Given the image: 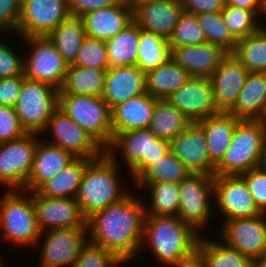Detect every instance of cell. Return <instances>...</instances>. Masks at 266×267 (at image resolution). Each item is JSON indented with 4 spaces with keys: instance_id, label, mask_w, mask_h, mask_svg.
<instances>
[{
    "instance_id": "1",
    "label": "cell",
    "mask_w": 266,
    "mask_h": 267,
    "mask_svg": "<svg viewBox=\"0 0 266 267\" xmlns=\"http://www.w3.org/2000/svg\"><path fill=\"white\" fill-rule=\"evenodd\" d=\"M141 199L131 191L122 201L89 216L86 219L89 242L113 252L125 264L135 261L141 253L145 219Z\"/></svg>"
},
{
    "instance_id": "2",
    "label": "cell",
    "mask_w": 266,
    "mask_h": 267,
    "mask_svg": "<svg viewBox=\"0 0 266 267\" xmlns=\"http://www.w3.org/2000/svg\"><path fill=\"white\" fill-rule=\"evenodd\" d=\"M199 235L177 215H145L141 250L147 245L161 264L177 265L196 256Z\"/></svg>"
},
{
    "instance_id": "3",
    "label": "cell",
    "mask_w": 266,
    "mask_h": 267,
    "mask_svg": "<svg viewBox=\"0 0 266 267\" xmlns=\"http://www.w3.org/2000/svg\"><path fill=\"white\" fill-rule=\"evenodd\" d=\"M116 155L105 152L92 159L86 166L76 200L83 216L87 219L93 213L122 201L131 192L121 187L119 161ZM121 180V181H120Z\"/></svg>"
},
{
    "instance_id": "4",
    "label": "cell",
    "mask_w": 266,
    "mask_h": 267,
    "mask_svg": "<svg viewBox=\"0 0 266 267\" xmlns=\"http://www.w3.org/2000/svg\"><path fill=\"white\" fill-rule=\"evenodd\" d=\"M265 145V122L241 119L222 161L215 167V175H241L259 167Z\"/></svg>"
},
{
    "instance_id": "5",
    "label": "cell",
    "mask_w": 266,
    "mask_h": 267,
    "mask_svg": "<svg viewBox=\"0 0 266 267\" xmlns=\"http://www.w3.org/2000/svg\"><path fill=\"white\" fill-rule=\"evenodd\" d=\"M0 228L5 242L21 247L38 245L41 232L36 221L32 192L5 191L0 199Z\"/></svg>"
},
{
    "instance_id": "6",
    "label": "cell",
    "mask_w": 266,
    "mask_h": 267,
    "mask_svg": "<svg viewBox=\"0 0 266 267\" xmlns=\"http://www.w3.org/2000/svg\"><path fill=\"white\" fill-rule=\"evenodd\" d=\"M118 150H121V157L123 156L128 167L126 169L135 181L150 165L170 151V142L155 137L150 129L146 128L118 133L106 152L116 154Z\"/></svg>"
},
{
    "instance_id": "7",
    "label": "cell",
    "mask_w": 266,
    "mask_h": 267,
    "mask_svg": "<svg viewBox=\"0 0 266 267\" xmlns=\"http://www.w3.org/2000/svg\"><path fill=\"white\" fill-rule=\"evenodd\" d=\"M58 107V89L46 82L24 79L14 108L27 133H36L41 136Z\"/></svg>"
},
{
    "instance_id": "8",
    "label": "cell",
    "mask_w": 266,
    "mask_h": 267,
    "mask_svg": "<svg viewBox=\"0 0 266 267\" xmlns=\"http://www.w3.org/2000/svg\"><path fill=\"white\" fill-rule=\"evenodd\" d=\"M59 108L106 150L111 145L112 113L102 97L59 95Z\"/></svg>"
},
{
    "instance_id": "9",
    "label": "cell",
    "mask_w": 266,
    "mask_h": 267,
    "mask_svg": "<svg viewBox=\"0 0 266 267\" xmlns=\"http://www.w3.org/2000/svg\"><path fill=\"white\" fill-rule=\"evenodd\" d=\"M40 134L0 143V184L8 190H23L33 166Z\"/></svg>"
},
{
    "instance_id": "10",
    "label": "cell",
    "mask_w": 266,
    "mask_h": 267,
    "mask_svg": "<svg viewBox=\"0 0 266 267\" xmlns=\"http://www.w3.org/2000/svg\"><path fill=\"white\" fill-rule=\"evenodd\" d=\"M179 193L177 216L197 232L202 231L210 222L211 210H214L210 202L214 196V176L191 174L180 183Z\"/></svg>"
},
{
    "instance_id": "11",
    "label": "cell",
    "mask_w": 266,
    "mask_h": 267,
    "mask_svg": "<svg viewBox=\"0 0 266 267\" xmlns=\"http://www.w3.org/2000/svg\"><path fill=\"white\" fill-rule=\"evenodd\" d=\"M21 39L31 48L26 60L24 59L25 78L46 82L59 90L68 68L63 56L46 36Z\"/></svg>"
},
{
    "instance_id": "12",
    "label": "cell",
    "mask_w": 266,
    "mask_h": 267,
    "mask_svg": "<svg viewBox=\"0 0 266 267\" xmlns=\"http://www.w3.org/2000/svg\"><path fill=\"white\" fill-rule=\"evenodd\" d=\"M40 239V267H72L89 241L87 227L50 229Z\"/></svg>"
},
{
    "instance_id": "13",
    "label": "cell",
    "mask_w": 266,
    "mask_h": 267,
    "mask_svg": "<svg viewBox=\"0 0 266 267\" xmlns=\"http://www.w3.org/2000/svg\"><path fill=\"white\" fill-rule=\"evenodd\" d=\"M51 130L53 140L46 142L71 152L75 157L96 159L106 149L87 131L75 123L59 107L48 121L45 133Z\"/></svg>"
},
{
    "instance_id": "14",
    "label": "cell",
    "mask_w": 266,
    "mask_h": 267,
    "mask_svg": "<svg viewBox=\"0 0 266 267\" xmlns=\"http://www.w3.org/2000/svg\"><path fill=\"white\" fill-rule=\"evenodd\" d=\"M214 197L215 208L223 214L224 221L262 214L241 175H215Z\"/></svg>"
},
{
    "instance_id": "15",
    "label": "cell",
    "mask_w": 266,
    "mask_h": 267,
    "mask_svg": "<svg viewBox=\"0 0 266 267\" xmlns=\"http://www.w3.org/2000/svg\"><path fill=\"white\" fill-rule=\"evenodd\" d=\"M70 16L68 0H21L17 35L47 36Z\"/></svg>"
},
{
    "instance_id": "16",
    "label": "cell",
    "mask_w": 266,
    "mask_h": 267,
    "mask_svg": "<svg viewBox=\"0 0 266 267\" xmlns=\"http://www.w3.org/2000/svg\"><path fill=\"white\" fill-rule=\"evenodd\" d=\"M222 242L255 261L266 251V213L249 218L223 221Z\"/></svg>"
},
{
    "instance_id": "17",
    "label": "cell",
    "mask_w": 266,
    "mask_h": 267,
    "mask_svg": "<svg viewBox=\"0 0 266 267\" xmlns=\"http://www.w3.org/2000/svg\"><path fill=\"white\" fill-rule=\"evenodd\" d=\"M191 123L219 114L210 78L191 77L178 90L166 98Z\"/></svg>"
},
{
    "instance_id": "18",
    "label": "cell",
    "mask_w": 266,
    "mask_h": 267,
    "mask_svg": "<svg viewBox=\"0 0 266 267\" xmlns=\"http://www.w3.org/2000/svg\"><path fill=\"white\" fill-rule=\"evenodd\" d=\"M40 232L59 228L87 227L76 198H48L32 192Z\"/></svg>"
},
{
    "instance_id": "19",
    "label": "cell",
    "mask_w": 266,
    "mask_h": 267,
    "mask_svg": "<svg viewBox=\"0 0 266 267\" xmlns=\"http://www.w3.org/2000/svg\"><path fill=\"white\" fill-rule=\"evenodd\" d=\"M170 151L177 156L192 174L215 176V165L210 161L207 141L202 127L191 123L170 141Z\"/></svg>"
},
{
    "instance_id": "20",
    "label": "cell",
    "mask_w": 266,
    "mask_h": 267,
    "mask_svg": "<svg viewBox=\"0 0 266 267\" xmlns=\"http://www.w3.org/2000/svg\"><path fill=\"white\" fill-rule=\"evenodd\" d=\"M249 73L232 53H228L214 71L210 81L216 105L221 112H228L235 105Z\"/></svg>"
},
{
    "instance_id": "21",
    "label": "cell",
    "mask_w": 266,
    "mask_h": 267,
    "mask_svg": "<svg viewBox=\"0 0 266 267\" xmlns=\"http://www.w3.org/2000/svg\"><path fill=\"white\" fill-rule=\"evenodd\" d=\"M183 12L181 0H153L134 8L133 20L141 29L169 40Z\"/></svg>"
},
{
    "instance_id": "22",
    "label": "cell",
    "mask_w": 266,
    "mask_h": 267,
    "mask_svg": "<svg viewBox=\"0 0 266 267\" xmlns=\"http://www.w3.org/2000/svg\"><path fill=\"white\" fill-rule=\"evenodd\" d=\"M76 157L69 151L39 139L34 153L33 166L23 189L37 191L45 182L58 175Z\"/></svg>"
},
{
    "instance_id": "23",
    "label": "cell",
    "mask_w": 266,
    "mask_h": 267,
    "mask_svg": "<svg viewBox=\"0 0 266 267\" xmlns=\"http://www.w3.org/2000/svg\"><path fill=\"white\" fill-rule=\"evenodd\" d=\"M146 92L145 72L136 65L115 66L107 69L102 99L111 110L116 105Z\"/></svg>"
},
{
    "instance_id": "24",
    "label": "cell",
    "mask_w": 266,
    "mask_h": 267,
    "mask_svg": "<svg viewBox=\"0 0 266 267\" xmlns=\"http://www.w3.org/2000/svg\"><path fill=\"white\" fill-rule=\"evenodd\" d=\"M227 54L220 46L205 42L173 47L170 57L191 77L210 78Z\"/></svg>"
},
{
    "instance_id": "25",
    "label": "cell",
    "mask_w": 266,
    "mask_h": 267,
    "mask_svg": "<svg viewBox=\"0 0 266 267\" xmlns=\"http://www.w3.org/2000/svg\"><path fill=\"white\" fill-rule=\"evenodd\" d=\"M86 36L107 41L126 28L133 20V9L122 4L88 12L80 17Z\"/></svg>"
},
{
    "instance_id": "26",
    "label": "cell",
    "mask_w": 266,
    "mask_h": 267,
    "mask_svg": "<svg viewBox=\"0 0 266 267\" xmlns=\"http://www.w3.org/2000/svg\"><path fill=\"white\" fill-rule=\"evenodd\" d=\"M156 99L146 92L116 105L111 110L113 138L118 133L148 128Z\"/></svg>"
},
{
    "instance_id": "27",
    "label": "cell",
    "mask_w": 266,
    "mask_h": 267,
    "mask_svg": "<svg viewBox=\"0 0 266 267\" xmlns=\"http://www.w3.org/2000/svg\"><path fill=\"white\" fill-rule=\"evenodd\" d=\"M266 112V73L250 72L235 105L228 111L239 119L262 120Z\"/></svg>"
},
{
    "instance_id": "28",
    "label": "cell",
    "mask_w": 266,
    "mask_h": 267,
    "mask_svg": "<svg viewBox=\"0 0 266 267\" xmlns=\"http://www.w3.org/2000/svg\"><path fill=\"white\" fill-rule=\"evenodd\" d=\"M240 120L228 112H220L197 122L204 131L209 159L215 166L222 161Z\"/></svg>"
},
{
    "instance_id": "29",
    "label": "cell",
    "mask_w": 266,
    "mask_h": 267,
    "mask_svg": "<svg viewBox=\"0 0 266 267\" xmlns=\"http://www.w3.org/2000/svg\"><path fill=\"white\" fill-rule=\"evenodd\" d=\"M107 70L68 65L59 95L102 97Z\"/></svg>"
},
{
    "instance_id": "30",
    "label": "cell",
    "mask_w": 266,
    "mask_h": 267,
    "mask_svg": "<svg viewBox=\"0 0 266 267\" xmlns=\"http://www.w3.org/2000/svg\"><path fill=\"white\" fill-rule=\"evenodd\" d=\"M145 75L147 93L157 99H166L191 78L171 57L161 66L147 71Z\"/></svg>"
},
{
    "instance_id": "31",
    "label": "cell",
    "mask_w": 266,
    "mask_h": 267,
    "mask_svg": "<svg viewBox=\"0 0 266 267\" xmlns=\"http://www.w3.org/2000/svg\"><path fill=\"white\" fill-rule=\"evenodd\" d=\"M92 159L76 157L58 175L36 192L48 198H76L87 164Z\"/></svg>"
},
{
    "instance_id": "32",
    "label": "cell",
    "mask_w": 266,
    "mask_h": 267,
    "mask_svg": "<svg viewBox=\"0 0 266 267\" xmlns=\"http://www.w3.org/2000/svg\"><path fill=\"white\" fill-rule=\"evenodd\" d=\"M201 236L197 244L196 255L203 267H254V261L237 249L221 241L216 242V240Z\"/></svg>"
},
{
    "instance_id": "33",
    "label": "cell",
    "mask_w": 266,
    "mask_h": 267,
    "mask_svg": "<svg viewBox=\"0 0 266 267\" xmlns=\"http://www.w3.org/2000/svg\"><path fill=\"white\" fill-rule=\"evenodd\" d=\"M140 40V27L133 21L121 32L105 42L108 65H136Z\"/></svg>"
},
{
    "instance_id": "34",
    "label": "cell",
    "mask_w": 266,
    "mask_h": 267,
    "mask_svg": "<svg viewBox=\"0 0 266 267\" xmlns=\"http://www.w3.org/2000/svg\"><path fill=\"white\" fill-rule=\"evenodd\" d=\"M190 124L188 118L167 99H156L148 127L155 137L170 142Z\"/></svg>"
},
{
    "instance_id": "35",
    "label": "cell",
    "mask_w": 266,
    "mask_h": 267,
    "mask_svg": "<svg viewBox=\"0 0 266 267\" xmlns=\"http://www.w3.org/2000/svg\"><path fill=\"white\" fill-rule=\"evenodd\" d=\"M46 37L57 48L64 61L72 65L87 36L81 18L70 16Z\"/></svg>"
},
{
    "instance_id": "36",
    "label": "cell",
    "mask_w": 266,
    "mask_h": 267,
    "mask_svg": "<svg viewBox=\"0 0 266 267\" xmlns=\"http://www.w3.org/2000/svg\"><path fill=\"white\" fill-rule=\"evenodd\" d=\"M191 171L171 151L150 165L134 184H154L159 182L181 183L191 175Z\"/></svg>"
},
{
    "instance_id": "37",
    "label": "cell",
    "mask_w": 266,
    "mask_h": 267,
    "mask_svg": "<svg viewBox=\"0 0 266 267\" xmlns=\"http://www.w3.org/2000/svg\"><path fill=\"white\" fill-rule=\"evenodd\" d=\"M139 188L143 186L150 193L149 206L145 205V215L165 216L177 215L179 211L180 183L159 182L154 184H135Z\"/></svg>"
},
{
    "instance_id": "38",
    "label": "cell",
    "mask_w": 266,
    "mask_h": 267,
    "mask_svg": "<svg viewBox=\"0 0 266 267\" xmlns=\"http://www.w3.org/2000/svg\"><path fill=\"white\" fill-rule=\"evenodd\" d=\"M232 54L249 72L266 73V27L238 40Z\"/></svg>"
},
{
    "instance_id": "39",
    "label": "cell",
    "mask_w": 266,
    "mask_h": 267,
    "mask_svg": "<svg viewBox=\"0 0 266 267\" xmlns=\"http://www.w3.org/2000/svg\"><path fill=\"white\" fill-rule=\"evenodd\" d=\"M171 55L168 40L140 28L139 51L136 66L145 73L165 63Z\"/></svg>"
},
{
    "instance_id": "40",
    "label": "cell",
    "mask_w": 266,
    "mask_h": 267,
    "mask_svg": "<svg viewBox=\"0 0 266 267\" xmlns=\"http://www.w3.org/2000/svg\"><path fill=\"white\" fill-rule=\"evenodd\" d=\"M196 16L205 33L206 42L220 46L227 53L234 51L238 41L226 26L221 12L204 13Z\"/></svg>"
},
{
    "instance_id": "41",
    "label": "cell",
    "mask_w": 266,
    "mask_h": 267,
    "mask_svg": "<svg viewBox=\"0 0 266 267\" xmlns=\"http://www.w3.org/2000/svg\"><path fill=\"white\" fill-rule=\"evenodd\" d=\"M223 20L232 36L238 41L258 32L263 26L257 22L259 16L255 11L226 5L221 11Z\"/></svg>"
},
{
    "instance_id": "42",
    "label": "cell",
    "mask_w": 266,
    "mask_h": 267,
    "mask_svg": "<svg viewBox=\"0 0 266 267\" xmlns=\"http://www.w3.org/2000/svg\"><path fill=\"white\" fill-rule=\"evenodd\" d=\"M205 42V33L199 24L197 16L183 12L168 40L170 50L173 47L199 45Z\"/></svg>"
},
{
    "instance_id": "43",
    "label": "cell",
    "mask_w": 266,
    "mask_h": 267,
    "mask_svg": "<svg viewBox=\"0 0 266 267\" xmlns=\"http://www.w3.org/2000/svg\"><path fill=\"white\" fill-rule=\"evenodd\" d=\"M72 65L107 70L109 65L105 41L86 37Z\"/></svg>"
},
{
    "instance_id": "44",
    "label": "cell",
    "mask_w": 266,
    "mask_h": 267,
    "mask_svg": "<svg viewBox=\"0 0 266 267\" xmlns=\"http://www.w3.org/2000/svg\"><path fill=\"white\" fill-rule=\"evenodd\" d=\"M124 264L113 252L88 241L72 267H120Z\"/></svg>"
},
{
    "instance_id": "45",
    "label": "cell",
    "mask_w": 266,
    "mask_h": 267,
    "mask_svg": "<svg viewBox=\"0 0 266 267\" xmlns=\"http://www.w3.org/2000/svg\"><path fill=\"white\" fill-rule=\"evenodd\" d=\"M14 107L0 106V143L26 135Z\"/></svg>"
},
{
    "instance_id": "46",
    "label": "cell",
    "mask_w": 266,
    "mask_h": 267,
    "mask_svg": "<svg viewBox=\"0 0 266 267\" xmlns=\"http://www.w3.org/2000/svg\"><path fill=\"white\" fill-rule=\"evenodd\" d=\"M0 40V79L24 75V58Z\"/></svg>"
},
{
    "instance_id": "47",
    "label": "cell",
    "mask_w": 266,
    "mask_h": 267,
    "mask_svg": "<svg viewBox=\"0 0 266 267\" xmlns=\"http://www.w3.org/2000/svg\"><path fill=\"white\" fill-rule=\"evenodd\" d=\"M255 204L262 213H266V174L259 168L242 173Z\"/></svg>"
},
{
    "instance_id": "48",
    "label": "cell",
    "mask_w": 266,
    "mask_h": 267,
    "mask_svg": "<svg viewBox=\"0 0 266 267\" xmlns=\"http://www.w3.org/2000/svg\"><path fill=\"white\" fill-rule=\"evenodd\" d=\"M21 14V0H0V32L17 33ZM12 32V33H11Z\"/></svg>"
},
{
    "instance_id": "49",
    "label": "cell",
    "mask_w": 266,
    "mask_h": 267,
    "mask_svg": "<svg viewBox=\"0 0 266 267\" xmlns=\"http://www.w3.org/2000/svg\"><path fill=\"white\" fill-rule=\"evenodd\" d=\"M24 79V75L0 79V106L16 105Z\"/></svg>"
},
{
    "instance_id": "50",
    "label": "cell",
    "mask_w": 266,
    "mask_h": 267,
    "mask_svg": "<svg viewBox=\"0 0 266 267\" xmlns=\"http://www.w3.org/2000/svg\"><path fill=\"white\" fill-rule=\"evenodd\" d=\"M225 4L226 0H181L184 12L194 15L221 12Z\"/></svg>"
},
{
    "instance_id": "51",
    "label": "cell",
    "mask_w": 266,
    "mask_h": 267,
    "mask_svg": "<svg viewBox=\"0 0 266 267\" xmlns=\"http://www.w3.org/2000/svg\"><path fill=\"white\" fill-rule=\"evenodd\" d=\"M113 0H68V9L73 17H81L84 14L114 5Z\"/></svg>"
},
{
    "instance_id": "52",
    "label": "cell",
    "mask_w": 266,
    "mask_h": 267,
    "mask_svg": "<svg viewBox=\"0 0 266 267\" xmlns=\"http://www.w3.org/2000/svg\"><path fill=\"white\" fill-rule=\"evenodd\" d=\"M226 5L249 9L255 11L258 15H264L265 0H226Z\"/></svg>"
},
{
    "instance_id": "53",
    "label": "cell",
    "mask_w": 266,
    "mask_h": 267,
    "mask_svg": "<svg viewBox=\"0 0 266 267\" xmlns=\"http://www.w3.org/2000/svg\"><path fill=\"white\" fill-rule=\"evenodd\" d=\"M169 267H203V264H202L201 260L196 255L194 258H192L189 261H186L184 263H180L177 265H171Z\"/></svg>"
},
{
    "instance_id": "54",
    "label": "cell",
    "mask_w": 266,
    "mask_h": 267,
    "mask_svg": "<svg viewBox=\"0 0 266 267\" xmlns=\"http://www.w3.org/2000/svg\"><path fill=\"white\" fill-rule=\"evenodd\" d=\"M254 267H266V251L254 261Z\"/></svg>"
},
{
    "instance_id": "55",
    "label": "cell",
    "mask_w": 266,
    "mask_h": 267,
    "mask_svg": "<svg viewBox=\"0 0 266 267\" xmlns=\"http://www.w3.org/2000/svg\"><path fill=\"white\" fill-rule=\"evenodd\" d=\"M259 168L266 174V145H265V148L263 149V153L261 155Z\"/></svg>"
},
{
    "instance_id": "56",
    "label": "cell",
    "mask_w": 266,
    "mask_h": 267,
    "mask_svg": "<svg viewBox=\"0 0 266 267\" xmlns=\"http://www.w3.org/2000/svg\"><path fill=\"white\" fill-rule=\"evenodd\" d=\"M149 1H153V0H130V8L134 9L138 5L145 3V2H149Z\"/></svg>"
},
{
    "instance_id": "57",
    "label": "cell",
    "mask_w": 266,
    "mask_h": 267,
    "mask_svg": "<svg viewBox=\"0 0 266 267\" xmlns=\"http://www.w3.org/2000/svg\"><path fill=\"white\" fill-rule=\"evenodd\" d=\"M116 4H122L125 6L130 7V0H113Z\"/></svg>"
},
{
    "instance_id": "58",
    "label": "cell",
    "mask_w": 266,
    "mask_h": 267,
    "mask_svg": "<svg viewBox=\"0 0 266 267\" xmlns=\"http://www.w3.org/2000/svg\"><path fill=\"white\" fill-rule=\"evenodd\" d=\"M264 122H265V124H266V112H265V114H264V116H263V119H262Z\"/></svg>"
},
{
    "instance_id": "59",
    "label": "cell",
    "mask_w": 266,
    "mask_h": 267,
    "mask_svg": "<svg viewBox=\"0 0 266 267\" xmlns=\"http://www.w3.org/2000/svg\"><path fill=\"white\" fill-rule=\"evenodd\" d=\"M266 15V0H265V11H264V16Z\"/></svg>"
},
{
    "instance_id": "60",
    "label": "cell",
    "mask_w": 266,
    "mask_h": 267,
    "mask_svg": "<svg viewBox=\"0 0 266 267\" xmlns=\"http://www.w3.org/2000/svg\"><path fill=\"white\" fill-rule=\"evenodd\" d=\"M2 263H3V262H2V259L0 258V267L3 265Z\"/></svg>"
}]
</instances>
